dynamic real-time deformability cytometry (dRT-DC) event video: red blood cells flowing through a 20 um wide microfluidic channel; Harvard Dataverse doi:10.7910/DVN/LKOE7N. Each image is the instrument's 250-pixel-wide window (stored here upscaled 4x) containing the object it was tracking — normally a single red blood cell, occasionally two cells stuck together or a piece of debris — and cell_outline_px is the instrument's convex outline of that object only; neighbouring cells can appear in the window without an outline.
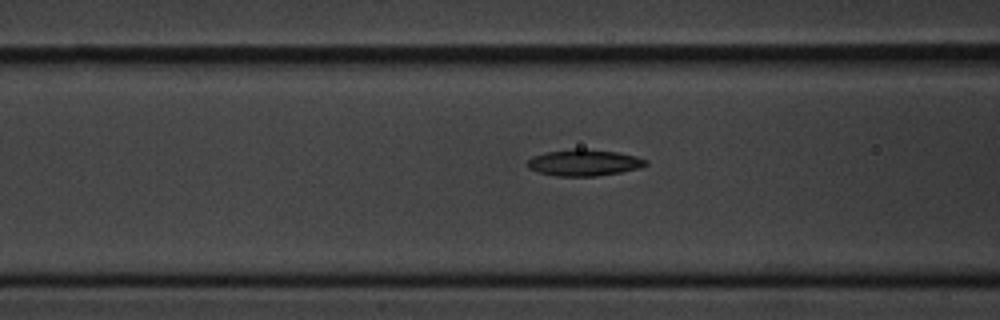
{"species": "common noctule bat (a hibernating species)", "species_latin": "Nyctalus noctula", "temperature_condition": "cold", "stored_images_in_passage": 4, "camera_frame_rate_fps": 3000, "um_per_image_px": 0.085, "animal": {"sex": "male", "body_mass_g": 20.1, "forearm_length_mm": 53.5}, "frame": {"image": 1, "passage_image": 3, "time_ms": 3.333, "image_size_px": [1000, 320], "cell_outline_px": [[648, 164], [640, 168], [620, 172], [596, 176], [556, 176], [540, 172], [528, 168], [528, 160], [532, 156], [544, 152], [576, 148], [584, 148], [616, 152], [636, 156], [648, 160]], "centroid_in_image_um": [49.65, 13.81], "position_along_channel_um": 116.9, "area_um2": 18.26}}
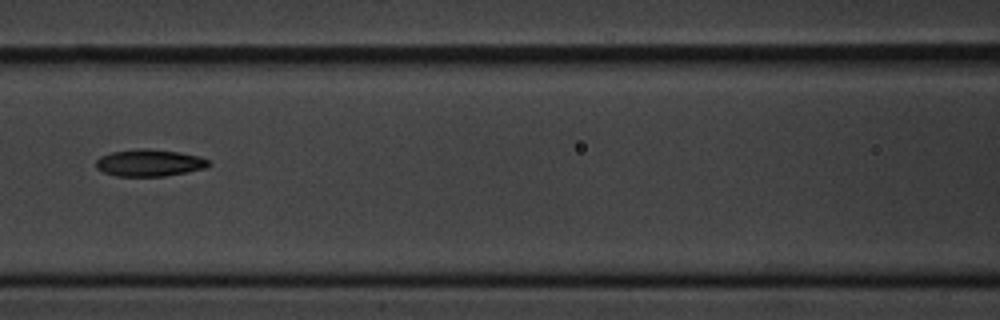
{"frame": {"image": 2, "passage_image": 4, "time_ms": 4.333, "image_size_px": [1000, 320], "cell_outline_px": [[212, 164], [208, 168], [188, 172], [164, 176], [116, 176], [104, 172], [96, 168], [96, 160], [100, 156], [112, 152], [140, 148], [148, 148], [180, 152], [200, 156], [208, 160]], "centroid_in_image_um": [12.74, 13.84], "position_along_channel_um": 153.9, "area_um2": 17.92}}